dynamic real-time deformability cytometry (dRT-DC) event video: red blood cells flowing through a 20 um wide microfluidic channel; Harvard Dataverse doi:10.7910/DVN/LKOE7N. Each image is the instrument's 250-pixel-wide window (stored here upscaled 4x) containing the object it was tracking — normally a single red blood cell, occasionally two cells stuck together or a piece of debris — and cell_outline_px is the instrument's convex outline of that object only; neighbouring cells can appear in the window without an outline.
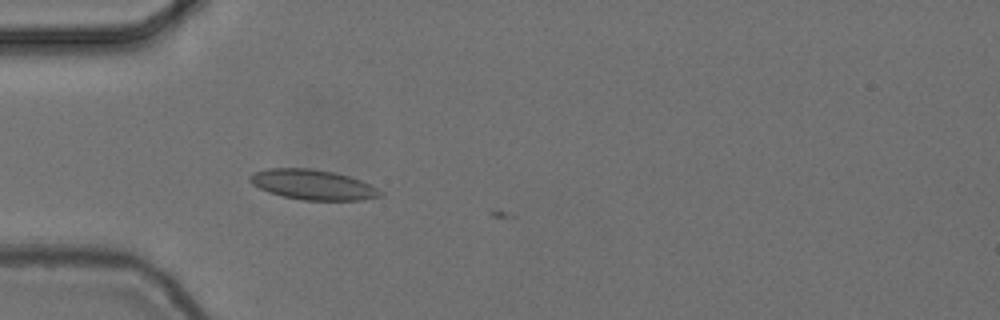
{"species": "common noctule bat (a hibernating species)", "species_latin": "Nyctalus noctula", "temperature_condition": "cold", "stored_images_in_passage": 6, "camera_frame_rate_fps": 3000, "um_per_image_px": 0.085, "animal": {"sex": "female", "body_mass_g": 24.6, "forearm_length_mm": 56.2}, "frame": {"image": 1, "passage_image": 2, "time_ms": 0.333, "image_size_px": [1000, 320], "cell_outline_px": [[384, 196], [364, 200], [304, 200], [284, 196], [268, 192], [252, 184], [248, 180], [248, 176], [256, 172], [268, 168], [312, 168], [332, 172], [348, 176], [360, 180], [384, 192]], "centroid_in_image_um": [26.6, 15.7], "position_along_channel_um": 58.4, "area_um2": 22.77}}
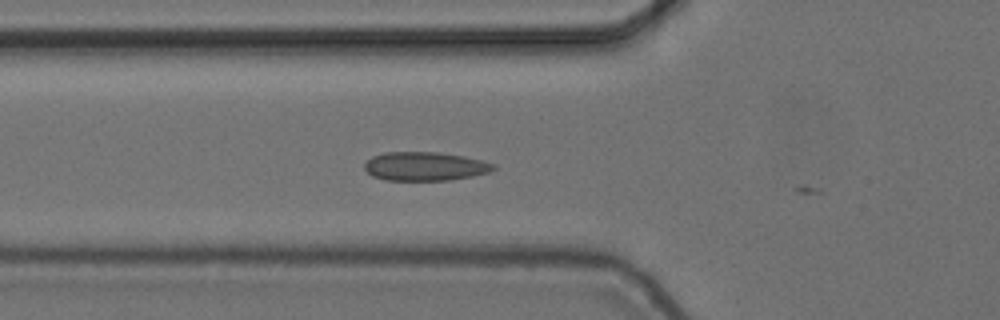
{"frame": {"image": 2, "passage_image": 5, "time_ms": 1.333, "image_size_px": [1000, 320], "cell_outline_px": [[496, 168], [488, 172], [472, 176], [448, 180], [384, 180], [372, 176], [364, 168], [364, 164], [372, 156], [384, 152], [436, 152], [464, 156], [496, 164]], "centroid_in_image_um": [36.1, 14.13], "position_along_channel_um": 89.7, "area_um2": 21.56}}